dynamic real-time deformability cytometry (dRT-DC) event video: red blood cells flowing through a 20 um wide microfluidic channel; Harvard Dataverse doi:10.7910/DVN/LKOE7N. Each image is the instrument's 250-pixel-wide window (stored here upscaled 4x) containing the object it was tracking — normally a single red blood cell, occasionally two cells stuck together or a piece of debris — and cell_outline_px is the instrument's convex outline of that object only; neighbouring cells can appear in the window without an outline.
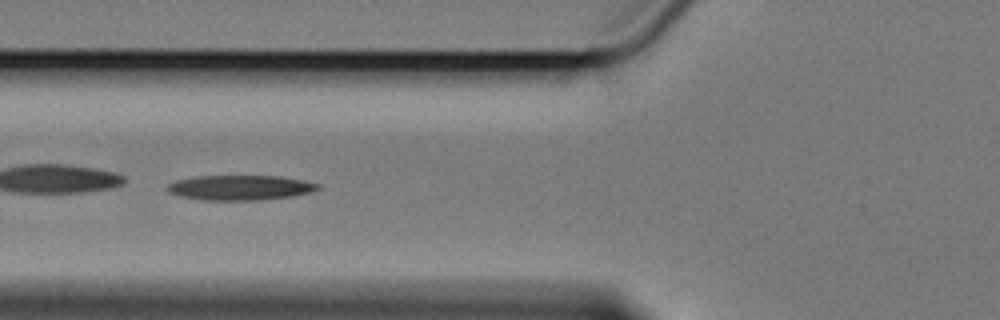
{"species": "Egyptian fruit bat (a non-hibernating species)", "species_latin": "Rousettus aegyptiacus", "temperature_condition": "cold", "stored_images_in_passage": 9, "camera_frame_rate_fps": 3000, "um_per_image_px": 0.085, "animal": {"sex": "female"}, "frame": {"image": 1, "passage_image": 6, "time_ms": 6.0, "image_size_px": [1000, 320], "cell_outline_px": [[320, 188], [308, 192], [292, 196], [260, 200], [200, 200], [180, 196], [168, 192], [164, 188], [168, 184], [176, 180], [196, 176], [280, 176], [320, 184]], "centroid_in_image_um": [20.34, 15.95], "position_along_channel_um": 105.5, "area_um2": 21.85}}
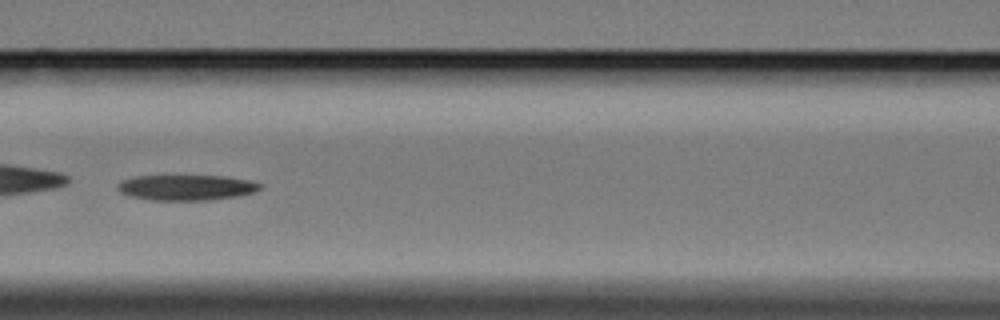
{"frame": {"image": 2, "passage_image": 7, "time_ms": 7.333, "image_size_px": [1000, 320], "cell_outline_px": [[264, 184], [260, 188], [252, 192], [240, 196], [212, 200], [152, 200], [132, 196], [120, 192], [116, 188], [120, 180], [136, 176], [224, 176], [248, 180]], "centroid_in_image_um": [15.84, 15.94], "position_along_channel_um": 150.8, "area_um2": 21.15}}